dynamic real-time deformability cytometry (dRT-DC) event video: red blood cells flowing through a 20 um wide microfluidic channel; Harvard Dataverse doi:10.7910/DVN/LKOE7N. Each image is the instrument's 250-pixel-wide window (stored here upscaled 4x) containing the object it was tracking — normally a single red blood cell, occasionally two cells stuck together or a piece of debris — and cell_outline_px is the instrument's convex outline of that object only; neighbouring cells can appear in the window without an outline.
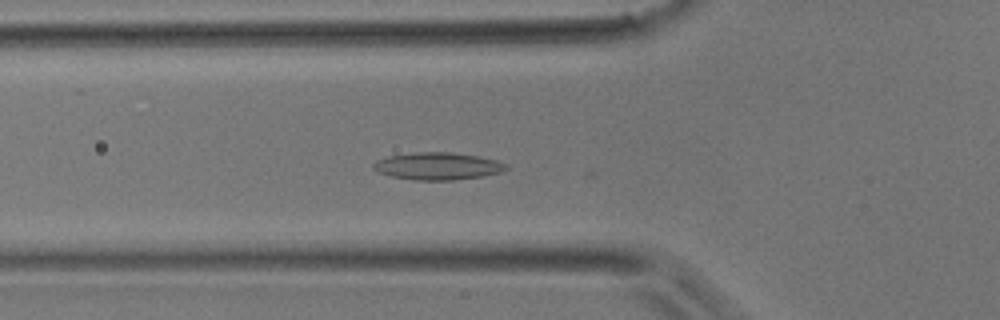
{"species": "common noctule bat (a hibernating species)", "species_latin": "Nyctalus noctula", "temperature_condition": "room temperature", "stored_images_in_passage": 41, "camera_frame_rate_fps": 3000, "um_per_image_px": 0.085, "animal": {"sex": "male", "body_mass_g": 17.9}, "frame": {"image": 1, "passage_image": 16, "time_ms": 5.0, "image_size_px": [1000, 320], "cell_outline_px": [[508, 168], [500, 172], [484, 176], [452, 180], [412, 180], [392, 176], [380, 172], [372, 168], [372, 164], [376, 160], [388, 156], [412, 152], [452, 152], [476, 156], [496, 160], [508, 164]], "centroid_in_image_um": [37.19, 14.11], "position_along_channel_um": 88.6, "area_um2": 21.15}}
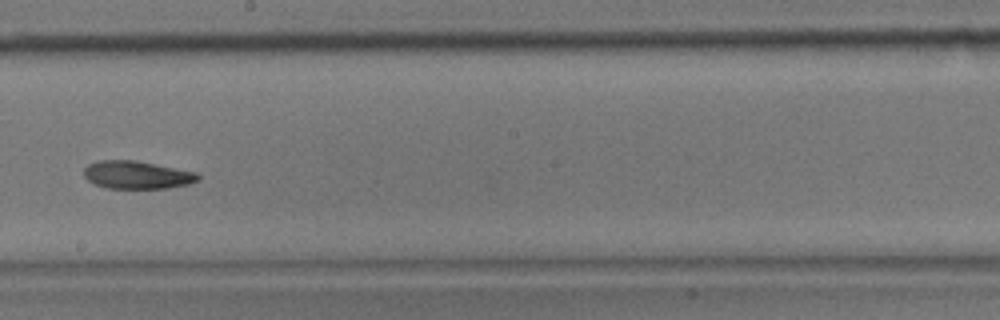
{"frame": {"image": 2, "passage_image": 26, "time_ms": 8.333, "image_size_px": [1000, 320], "cell_outline_px": [[200, 180], [188, 184], [168, 188], [108, 188], [96, 184], [88, 180], [84, 176], [84, 168], [88, 164], [96, 160], [136, 160], [196, 172], [200, 176]], "centroid_in_image_um": [11.64, 14.86], "position_along_channel_um": 236.6, "area_um2": 18.55}}
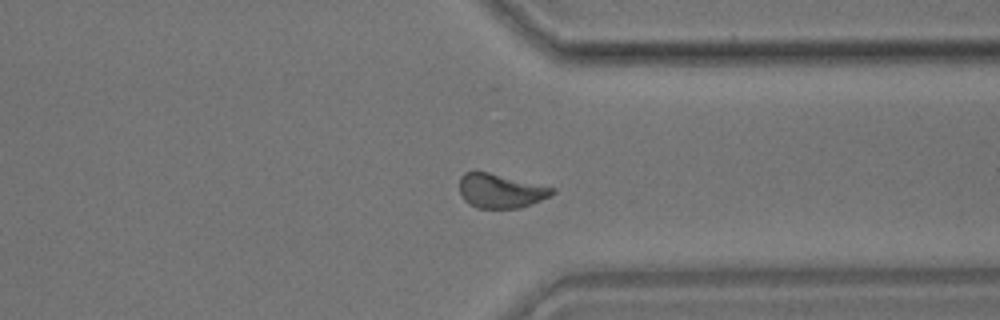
{"frame": {"image": 3, "passage_image": 35, "time_ms": 11.333, "image_size_px": [1000, 320], "cell_outline_px": [[556, 192], [532, 204], [520, 208], [476, 208], [468, 204], [464, 200], [460, 192], [460, 176], [464, 172], [488, 172], [556, 188]], "centroid_in_image_um": [42.54, 16.23], "position_along_channel_um": 368.9, "area_um2": 18.44}}